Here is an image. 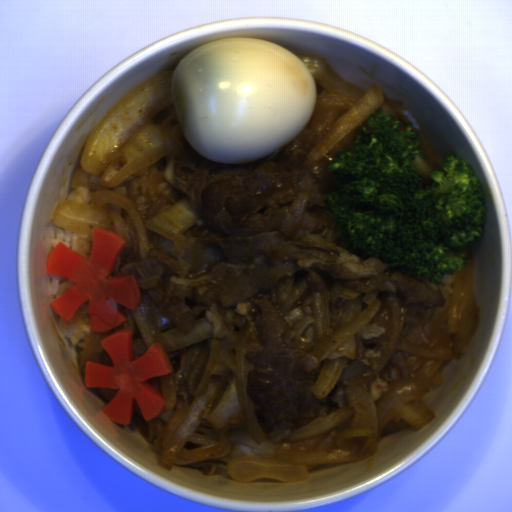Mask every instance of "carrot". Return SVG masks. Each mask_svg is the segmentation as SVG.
Instances as JSON below:
<instances>
[{"instance_id":"cead05ca","label":"carrot","mask_w":512,"mask_h":512,"mask_svg":"<svg viewBox=\"0 0 512 512\" xmlns=\"http://www.w3.org/2000/svg\"><path fill=\"white\" fill-rule=\"evenodd\" d=\"M112 365L86 361L83 383L86 388H107L116 393L101 412L113 423L129 425L134 400L150 421L166 410L163 394L155 390L148 379L174 371L170 358L160 343L133 359L131 329L116 330L100 341Z\"/></svg>"},{"instance_id":"b8716197","label":"carrot","mask_w":512,"mask_h":512,"mask_svg":"<svg viewBox=\"0 0 512 512\" xmlns=\"http://www.w3.org/2000/svg\"><path fill=\"white\" fill-rule=\"evenodd\" d=\"M126 239L102 228L92 231L89 258L59 242L51 251L46 272L65 277L73 286L51 301V306L70 322L88 302L90 331L107 333L127 322L119 311L122 305L138 310L141 297L136 278L112 276Z\"/></svg>"}]
</instances>
